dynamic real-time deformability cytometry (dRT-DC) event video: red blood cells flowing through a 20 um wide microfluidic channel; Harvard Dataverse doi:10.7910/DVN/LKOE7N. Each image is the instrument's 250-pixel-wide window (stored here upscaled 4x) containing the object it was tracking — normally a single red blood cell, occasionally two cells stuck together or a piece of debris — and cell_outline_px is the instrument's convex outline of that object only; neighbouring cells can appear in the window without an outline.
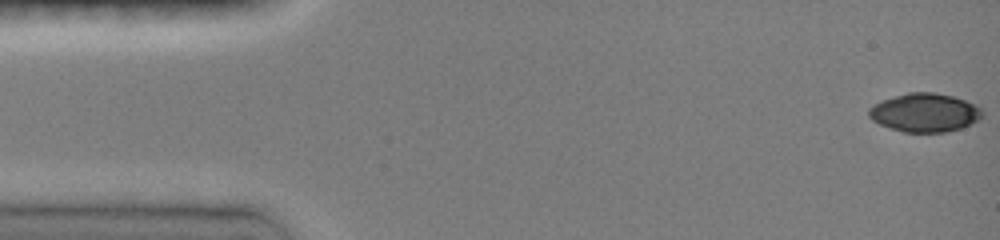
{"species": "common noctule bat (a hibernating species)", "species_latin": "Nyctalus noctula", "temperature_condition": "room temperature", "stored_images_in_passage": 98, "camera_frame_rate_fps": 3000, "um_per_image_px": 0.085, "animal": {"sex": "female", "body_mass_g": 19.0, "forearm_length_mm": 51.5}, "frame": {"image": 1, "passage_image": 1, "time_ms": 0.0, "image_size_px": [1000, 240], "cell_outline_px": [[984, 116], [960, 128], [944, 132], [904, 132], [880, 124], [872, 120], [868, 116], [868, 108], [880, 100], [908, 92], [936, 92], [952, 96], [964, 100], [980, 108], [984, 112]], "centroid_in_image_um": [78.56, 9.56], "position_along_channel_um": 6.4, "area_um2": 25.37}}
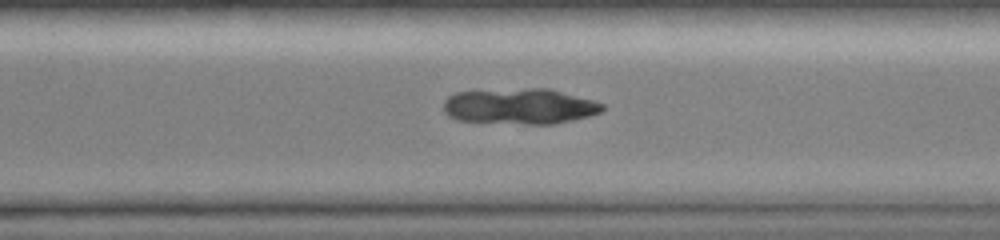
{"frame": {"image": 2, "passage_image": 66, "time_ms": 11.0, "image_size_px": [1000, 240], "cell_outline_px": [[604, 108], [600, 112], [588, 116], [556, 124], [528, 124], [456, 120], [448, 116], [444, 112], [444, 100], [448, 96], [456, 92], [528, 88], [548, 88], [592, 100], [604, 104]], "centroid_in_image_um": [44.16, 9.04], "position_along_channel_um": 326.4, "area_um2": 32.95}}
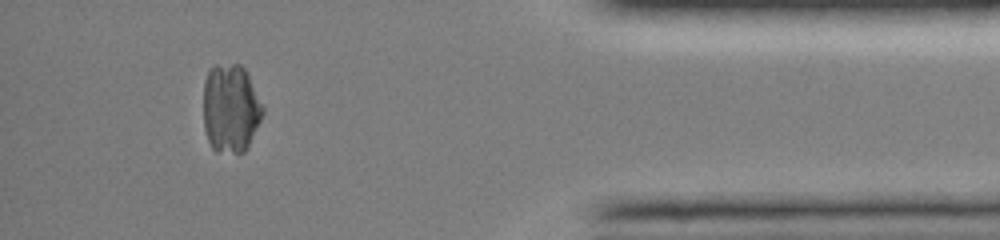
{"frame": {"image": 3, "passage_image": 89, "time_ms": 14.0, "image_size_px": [1000, 240], "cell_outline_px": [[264, 112], [244, 152], [216, 152], [212, 148], [208, 140], [204, 128], [204, 80], [208, 68], [216, 64], [240, 64], [244, 68], [264, 108]], "centroid_in_image_um": [19.57, 9.18], "position_along_channel_um": 415.6, "area_um2": 30.52}}